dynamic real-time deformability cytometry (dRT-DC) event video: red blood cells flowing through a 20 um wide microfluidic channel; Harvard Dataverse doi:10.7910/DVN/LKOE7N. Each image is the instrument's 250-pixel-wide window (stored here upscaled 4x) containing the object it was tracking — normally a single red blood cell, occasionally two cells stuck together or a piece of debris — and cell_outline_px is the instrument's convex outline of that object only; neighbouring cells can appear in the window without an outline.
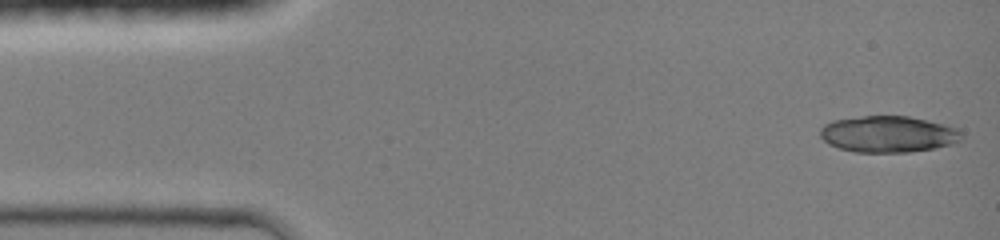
{"species": "common noctule bat (a hibernating species)", "species_latin": "Nyctalus noctula", "temperature_condition": "room temperature", "stored_images_in_passage": 43, "camera_frame_rate_fps": 3000, "um_per_image_px": 0.085, "animal": {"sex": "female", "body_mass_g": 19.0, "forearm_length_mm": 51.5}, "frame": {"image": 1, "passage_image": 1, "time_ms": 0.0, "image_size_px": [1000, 240], "cell_outline_px": [[964, 136], [960, 140], [952, 144], [932, 148], [908, 152], [852, 152], [828, 144], [820, 136], [820, 128], [824, 124], [832, 120], [864, 116], [908, 116], [944, 124], [956, 128], [964, 132]], "centroid_in_image_um": [75.49, 11.4], "position_along_channel_um": 9.5, "area_um2": 30.06}}
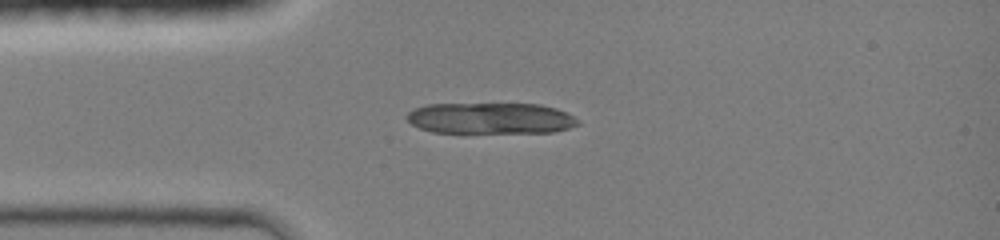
{"frame": {"image": 2, "passage_image": 10, "time_ms": 3.0, "image_size_px": [1000, 240], "cell_outline_px": [[580, 124], [556, 132], [432, 132], [420, 128], [412, 124], [404, 116], [412, 108], [428, 104], [540, 104], [556, 108], [580, 120]], "centroid_in_image_um": [41.68, 10.05], "position_along_channel_um": 43.3, "area_um2": 31.04}}